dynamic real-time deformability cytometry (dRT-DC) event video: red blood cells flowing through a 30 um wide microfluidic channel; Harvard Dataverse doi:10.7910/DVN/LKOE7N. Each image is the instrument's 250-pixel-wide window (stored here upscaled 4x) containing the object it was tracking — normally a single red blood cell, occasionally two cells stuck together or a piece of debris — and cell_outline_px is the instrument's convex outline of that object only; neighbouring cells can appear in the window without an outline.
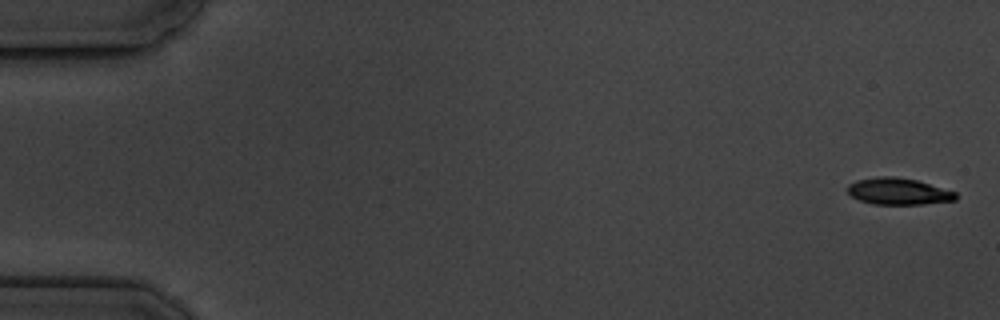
{"species": "common noctule bat (a hibernating species)", "species_latin": "Nyctalus noctula", "temperature_condition": "cold", "stored_images_in_passage": 5, "camera_frame_rate_fps": 3000, "um_per_image_px": 0.085, "animal": {"sex": "male", "body_mass_g": 19.5, "forearm_length_mm": 54.6}, "frame": {"image": 1, "passage_image": 1, "time_ms": 0.0, "image_size_px": [1000, 320], "cell_outline_px": [[956, 200], [924, 204], [872, 204], [860, 200], [852, 196], [848, 192], [848, 184], [856, 180], [880, 176], [892, 176], [916, 180], [956, 192]], "centroid_in_image_um": [76.35, 16.26], "position_along_channel_um": 8.7, "area_um2": 16.65}}
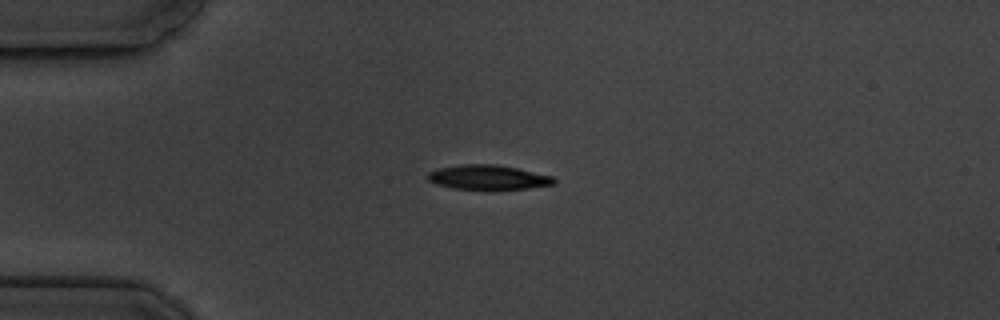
{"frame": {"image": 2, "passage_image": 4, "time_ms": 4.333, "image_size_px": [1000, 320], "cell_outline_px": [[556, 184], [528, 188], [488, 192], [452, 188], [436, 184], [428, 180], [428, 172], [440, 168], [460, 164], [496, 164], [516, 168], [552, 176], [556, 180]], "centroid_in_image_um": [41.49, 15.11], "position_along_channel_um": 43.5, "area_um2": 18.73}}